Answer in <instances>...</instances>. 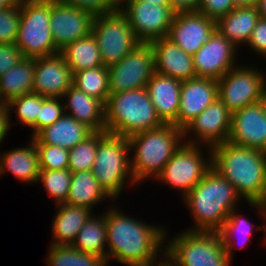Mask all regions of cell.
<instances>
[{"mask_svg": "<svg viewBox=\"0 0 266 266\" xmlns=\"http://www.w3.org/2000/svg\"><path fill=\"white\" fill-rule=\"evenodd\" d=\"M163 124L157 116L146 87L112 93L105 104L107 133L129 137Z\"/></svg>", "mask_w": 266, "mask_h": 266, "instance_id": "5b68a950", "label": "cell"}, {"mask_svg": "<svg viewBox=\"0 0 266 266\" xmlns=\"http://www.w3.org/2000/svg\"><path fill=\"white\" fill-rule=\"evenodd\" d=\"M237 65L218 82V98L233 113L263 100L266 73L254 66Z\"/></svg>", "mask_w": 266, "mask_h": 266, "instance_id": "8fae6325", "label": "cell"}, {"mask_svg": "<svg viewBox=\"0 0 266 266\" xmlns=\"http://www.w3.org/2000/svg\"><path fill=\"white\" fill-rule=\"evenodd\" d=\"M117 7L124 1V0H111Z\"/></svg>", "mask_w": 266, "mask_h": 266, "instance_id": "db71d44e", "label": "cell"}, {"mask_svg": "<svg viewBox=\"0 0 266 266\" xmlns=\"http://www.w3.org/2000/svg\"><path fill=\"white\" fill-rule=\"evenodd\" d=\"M154 52L155 72L180 81L196 78L193 56L186 53L168 37L151 43Z\"/></svg>", "mask_w": 266, "mask_h": 266, "instance_id": "44dd1931", "label": "cell"}, {"mask_svg": "<svg viewBox=\"0 0 266 266\" xmlns=\"http://www.w3.org/2000/svg\"><path fill=\"white\" fill-rule=\"evenodd\" d=\"M106 245L107 230L105 210L101 215L92 214L78 232L76 239L71 246L80 251L92 253L106 259Z\"/></svg>", "mask_w": 266, "mask_h": 266, "instance_id": "4dcf8cb0", "label": "cell"}, {"mask_svg": "<svg viewBox=\"0 0 266 266\" xmlns=\"http://www.w3.org/2000/svg\"><path fill=\"white\" fill-rule=\"evenodd\" d=\"M92 133L93 131L85 124L64 114L52 125L41 129L32 139L36 145L59 146L70 150Z\"/></svg>", "mask_w": 266, "mask_h": 266, "instance_id": "d4e9b609", "label": "cell"}, {"mask_svg": "<svg viewBox=\"0 0 266 266\" xmlns=\"http://www.w3.org/2000/svg\"><path fill=\"white\" fill-rule=\"evenodd\" d=\"M218 98V82L212 78L196 77L182 81L176 127L184 129Z\"/></svg>", "mask_w": 266, "mask_h": 266, "instance_id": "ffe728a7", "label": "cell"}, {"mask_svg": "<svg viewBox=\"0 0 266 266\" xmlns=\"http://www.w3.org/2000/svg\"><path fill=\"white\" fill-rule=\"evenodd\" d=\"M250 207L254 208L256 210V212L258 211L259 215H261L260 218H263L265 220H263L265 224L264 225V231H265V235H264V242L266 243V207H264L263 203H247Z\"/></svg>", "mask_w": 266, "mask_h": 266, "instance_id": "c3c4849f", "label": "cell"}, {"mask_svg": "<svg viewBox=\"0 0 266 266\" xmlns=\"http://www.w3.org/2000/svg\"><path fill=\"white\" fill-rule=\"evenodd\" d=\"M238 208L234 209L231 211V213L229 214L228 218L225 220V223L223 224L222 228L218 231L219 235L222 238V242H223V246L225 248L226 254L228 256V258L232 261V255L234 252H232L233 250H235V247L237 248V246L240 248H244L245 244H247V242H250V237L252 236V231L254 230L253 228L256 227L257 230L261 231L264 229V225L260 226V225H254L253 223L249 222V220H247V218L243 217L244 215H239L238 213ZM239 235L240 234L243 236L241 242H237L234 240V236L235 235ZM236 235V236H237ZM238 239H241L239 237H237ZM238 243V244H237ZM240 243V244H239Z\"/></svg>", "mask_w": 266, "mask_h": 266, "instance_id": "1f68e13d", "label": "cell"}, {"mask_svg": "<svg viewBox=\"0 0 266 266\" xmlns=\"http://www.w3.org/2000/svg\"><path fill=\"white\" fill-rule=\"evenodd\" d=\"M73 86L106 104L110 95L108 67L99 66L74 72Z\"/></svg>", "mask_w": 266, "mask_h": 266, "instance_id": "836d02e7", "label": "cell"}, {"mask_svg": "<svg viewBox=\"0 0 266 266\" xmlns=\"http://www.w3.org/2000/svg\"><path fill=\"white\" fill-rule=\"evenodd\" d=\"M98 132H93L84 141L69 150L68 169L72 172L91 170L97 152Z\"/></svg>", "mask_w": 266, "mask_h": 266, "instance_id": "8d00e7d4", "label": "cell"}, {"mask_svg": "<svg viewBox=\"0 0 266 266\" xmlns=\"http://www.w3.org/2000/svg\"><path fill=\"white\" fill-rule=\"evenodd\" d=\"M204 147L183 143L156 177V181L179 190L183 199L212 169L211 148L206 146V154L201 149Z\"/></svg>", "mask_w": 266, "mask_h": 266, "instance_id": "9c48e42d", "label": "cell"}, {"mask_svg": "<svg viewBox=\"0 0 266 266\" xmlns=\"http://www.w3.org/2000/svg\"><path fill=\"white\" fill-rule=\"evenodd\" d=\"M118 8L140 43H151L167 37L175 11L172 5H157L139 0H124Z\"/></svg>", "mask_w": 266, "mask_h": 266, "instance_id": "7c38bea8", "label": "cell"}, {"mask_svg": "<svg viewBox=\"0 0 266 266\" xmlns=\"http://www.w3.org/2000/svg\"><path fill=\"white\" fill-rule=\"evenodd\" d=\"M58 2L84 9L94 16L107 14L118 7L111 0H57Z\"/></svg>", "mask_w": 266, "mask_h": 266, "instance_id": "b9f144b4", "label": "cell"}, {"mask_svg": "<svg viewBox=\"0 0 266 266\" xmlns=\"http://www.w3.org/2000/svg\"><path fill=\"white\" fill-rule=\"evenodd\" d=\"M21 16V0L0 10V44H15Z\"/></svg>", "mask_w": 266, "mask_h": 266, "instance_id": "74e56055", "label": "cell"}, {"mask_svg": "<svg viewBox=\"0 0 266 266\" xmlns=\"http://www.w3.org/2000/svg\"><path fill=\"white\" fill-rule=\"evenodd\" d=\"M2 103H4V101H3V99H2V97L0 95V104H2Z\"/></svg>", "mask_w": 266, "mask_h": 266, "instance_id": "9f6ffc18", "label": "cell"}, {"mask_svg": "<svg viewBox=\"0 0 266 266\" xmlns=\"http://www.w3.org/2000/svg\"><path fill=\"white\" fill-rule=\"evenodd\" d=\"M8 172L22 183L37 184L40 162L38 149L32 138L25 147L0 152V177Z\"/></svg>", "mask_w": 266, "mask_h": 266, "instance_id": "cb8c5ba5", "label": "cell"}, {"mask_svg": "<svg viewBox=\"0 0 266 266\" xmlns=\"http://www.w3.org/2000/svg\"><path fill=\"white\" fill-rule=\"evenodd\" d=\"M45 258L48 266H107L104 257L86 253L73 248L71 245H49Z\"/></svg>", "mask_w": 266, "mask_h": 266, "instance_id": "d6a6232c", "label": "cell"}, {"mask_svg": "<svg viewBox=\"0 0 266 266\" xmlns=\"http://www.w3.org/2000/svg\"><path fill=\"white\" fill-rule=\"evenodd\" d=\"M235 8L234 0H202L197 12L217 21Z\"/></svg>", "mask_w": 266, "mask_h": 266, "instance_id": "60d3db41", "label": "cell"}, {"mask_svg": "<svg viewBox=\"0 0 266 266\" xmlns=\"http://www.w3.org/2000/svg\"><path fill=\"white\" fill-rule=\"evenodd\" d=\"M35 71V58L24 57L0 77V95L4 102L31 93Z\"/></svg>", "mask_w": 266, "mask_h": 266, "instance_id": "f1b7e54d", "label": "cell"}, {"mask_svg": "<svg viewBox=\"0 0 266 266\" xmlns=\"http://www.w3.org/2000/svg\"><path fill=\"white\" fill-rule=\"evenodd\" d=\"M139 1L150 2L152 4H157V5H171V0H139Z\"/></svg>", "mask_w": 266, "mask_h": 266, "instance_id": "f5cc1de1", "label": "cell"}, {"mask_svg": "<svg viewBox=\"0 0 266 266\" xmlns=\"http://www.w3.org/2000/svg\"><path fill=\"white\" fill-rule=\"evenodd\" d=\"M112 198L101 187L91 170L72 173L68 197L65 204L81 206L89 209Z\"/></svg>", "mask_w": 266, "mask_h": 266, "instance_id": "83f0119b", "label": "cell"}, {"mask_svg": "<svg viewBox=\"0 0 266 266\" xmlns=\"http://www.w3.org/2000/svg\"><path fill=\"white\" fill-rule=\"evenodd\" d=\"M60 54L64 57L72 73L104 66L98 43L92 32L88 36L66 45L60 50Z\"/></svg>", "mask_w": 266, "mask_h": 266, "instance_id": "f546056e", "label": "cell"}, {"mask_svg": "<svg viewBox=\"0 0 266 266\" xmlns=\"http://www.w3.org/2000/svg\"><path fill=\"white\" fill-rule=\"evenodd\" d=\"M20 0H0V10L17 4Z\"/></svg>", "mask_w": 266, "mask_h": 266, "instance_id": "816d5d0a", "label": "cell"}, {"mask_svg": "<svg viewBox=\"0 0 266 266\" xmlns=\"http://www.w3.org/2000/svg\"><path fill=\"white\" fill-rule=\"evenodd\" d=\"M94 17L84 9L50 0V29L55 47L60 51L88 36L92 32Z\"/></svg>", "mask_w": 266, "mask_h": 266, "instance_id": "9a60e30c", "label": "cell"}, {"mask_svg": "<svg viewBox=\"0 0 266 266\" xmlns=\"http://www.w3.org/2000/svg\"><path fill=\"white\" fill-rule=\"evenodd\" d=\"M57 211L52 220V242L54 245H72L80 229L92 216L93 210L65 203L56 204Z\"/></svg>", "mask_w": 266, "mask_h": 266, "instance_id": "484cf974", "label": "cell"}, {"mask_svg": "<svg viewBox=\"0 0 266 266\" xmlns=\"http://www.w3.org/2000/svg\"><path fill=\"white\" fill-rule=\"evenodd\" d=\"M181 85L182 81L156 72L147 82L150 100L164 124H173L177 120Z\"/></svg>", "mask_w": 266, "mask_h": 266, "instance_id": "7402d4cb", "label": "cell"}, {"mask_svg": "<svg viewBox=\"0 0 266 266\" xmlns=\"http://www.w3.org/2000/svg\"><path fill=\"white\" fill-rule=\"evenodd\" d=\"M257 9L260 17L266 19V0H259Z\"/></svg>", "mask_w": 266, "mask_h": 266, "instance_id": "f907efd6", "label": "cell"}, {"mask_svg": "<svg viewBox=\"0 0 266 266\" xmlns=\"http://www.w3.org/2000/svg\"><path fill=\"white\" fill-rule=\"evenodd\" d=\"M64 114L65 109L62 98L42 96V106L37 118V133L44 127L55 123Z\"/></svg>", "mask_w": 266, "mask_h": 266, "instance_id": "ab89813d", "label": "cell"}, {"mask_svg": "<svg viewBox=\"0 0 266 266\" xmlns=\"http://www.w3.org/2000/svg\"><path fill=\"white\" fill-rule=\"evenodd\" d=\"M246 46L250 47L254 54L262 55L266 59V19L259 18Z\"/></svg>", "mask_w": 266, "mask_h": 266, "instance_id": "7bdbcfd3", "label": "cell"}, {"mask_svg": "<svg viewBox=\"0 0 266 266\" xmlns=\"http://www.w3.org/2000/svg\"><path fill=\"white\" fill-rule=\"evenodd\" d=\"M162 256L164 257H159L160 259L158 258V260L155 259L150 261L144 266H177L176 262L167 254L166 251L162 254Z\"/></svg>", "mask_w": 266, "mask_h": 266, "instance_id": "7dc6e473", "label": "cell"}, {"mask_svg": "<svg viewBox=\"0 0 266 266\" xmlns=\"http://www.w3.org/2000/svg\"><path fill=\"white\" fill-rule=\"evenodd\" d=\"M128 139L131 171L137 186L149 178L155 180L184 143L183 130L174 124H163L155 129L141 131Z\"/></svg>", "mask_w": 266, "mask_h": 266, "instance_id": "277c9868", "label": "cell"}, {"mask_svg": "<svg viewBox=\"0 0 266 266\" xmlns=\"http://www.w3.org/2000/svg\"><path fill=\"white\" fill-rule=\"evenodd\" d=\"M72 85L73 73L60 53L35 58L32 92L62 98Z\"/></svg>", "mask_w": 266, "mask_h": 266, "instance_id": "d6986e66", "label": "cell"}, {"mask_svg": "<svg viewBox=\"0 0 266 266\" xmlns=\"http://www.w3.org/2000/svg\"><path fill=\"white\" fill-rule=\"evenodd\" d=\"M71 180L72 172L68 168L61 170H40L37 183L44 185V190L55 200L56 205L65 203L67 200Z\"/></svg>", "mask_w": 266, "mask_h": 266, "instance_id": "d590c367", "label": "cell"}, {"mask_svg": "<svg viewBox=\"0 0 266 266\" xmlns=\"http://www.w3.org/2000/svg\"><path fill=\"white\" fill-rule=\"evenodd\" d=\"M66 99V101H64ZM65 114L85 124L93 132L106 131L105 104L73 85L62 97Z\"/></svg>", "mask_w": 266, "mask_h": 266, "instance_id": "603a6c76", "label": "cell"}, {"mask_svg": "<svg viewBox=\"0 0 266 266\" xmlns=\"http://www.w3.org/2000/svg\"><path fill=\"white\" fill-rule=\"evenodd\" d=\"M216 29V21L197 12H176L168 38L193 56Z\"/></svg>", "mask_w": 266, "mask_h": 266, "instance_id": "ac0fdd59", "label": "cell"}, {"mask_svg": "<svg viewBox=\"0 0 266 266\" xmlns=\"http://www.w3.org/2000/svg\"><path fill=\"white\" fill-rule=\"evenodd\" d=\"M263 102H264V104L266 106V89H265V92H264V95H263Z\"/></svg>", "mask_w": 266, "mask_h": 266, "instance_id": "11a10c76", "label": "cell"}, {"mask_svg": "<svg viewBox=\"0 0 266 266\" xmlns=\"http://www.w3.org/2000/svg\"><path fill=\"white\" fill-rule=\"evenodd\" d=\"M39 153L40 170L68 168L69 150L59 146L36 145Z\"/></svg>", "mask_w": 266, "mask_h": 266, "instance_id": "f35d334b", "label": "cell"}, {"mask_svg": "<svg viewBox=\"0 0 266 266\" xmlns=\"http://www.w3.org/2000/svg\"><path fill=\"white\" fill-rule=\"evenodd\" d=\"M231 114L217 98L183 129L184 143L210 148L225 143L230 133Z\"/></svg>", "mask_w": 266, "mask_h": 266, "instance_id": "5bb4252c", "label": "cell"}, {"mask_svg": "<svg viewBox=\"0 0 266 266\" xmlns=\"http://www.w3.org/2000/svg\"><path fill=\"white\" fill-rule=\"evenodd\" d=\"M227 141L266 152V106L263 100L231 114Z\"/></svg>", "mask_w": 266, "mask_h": 266, "instance_id": "e0dca14e", "label": "cell"}, {"mask_svg": "<svg viewBox=\"0 0 266 266\" xmlns=\"http://www.w3.org/2000/svg\"><path fill=\"white\" fill-rule=\"evenodd\" d=\"M238 48L217 29L205 44L193 55L196 77L219 80L238 65Z\"/></svg>", "mask_w": 266, "mask_h": 266, "instance_id": "2e32d148", "label": "cell"}, {"mask_svg": "<svg viewBox=\"0 0 266 266\" xmlns=\"http://www.w3.org/2000/svg\"><path fill=\"white\" fill-rule=\"evenodd\" d=\"M15 45L23 57L50 56L55 47L50 29V0H21V16Z\"/></svg>", "mask_w": 266, "mask_h": 266, "instance_id": "ba28073f", "label": "cell"}, {"mask_svg": "<svg viewBox=\"0 0 266 266\" xmlns=\"http://www.w3.org/2000/svg\"><path fill=\"white\" fill-rule=\"evenodd\" d=\"M259 0H234L236 7H257Z\"/></svg>", "mask_w": 266, "mask_h": 266, "instance_id": "681fc988", "label": "cell"}, {"mask_svg": "<svg viewBox=\"0 0 266 266\" xmlns=\"http://www.w3.org/2000/svg\"><path fill=\"white\" fill-rule=\"evenodd\" d=\"M241 199L235 187L212 168L183 198L194 221L187 231L218 232Z\"/></svg>", "mask_w": 266, "mask_h": 266, "instance_id": "3957f363", "label": "cell"}, {"mask_svg": "<svg viewBox=\"0 0 266 266\" xmlns=\"http://www.w3.org/2000/svg\"><path fill=\"white\" fill-rule=\"evenodd\" d=\"M259 18L257 7H236L216 21V29L240 49L246 47Z\"/></svg>", "mask_w": 266, "mask_h": 266, "instance_id": "4316f807", "label": "cell"}, {"mask_svg": "<svg viewBox=\"0 0 266 266\" xmlns=\"http://www.w3.org/2000/svg\"><path fill=\"white\" fill-rule=\"evenodd\" d=\"M202 0H171L175 12L197 11Z\"/></svg>", "mask_w": 266, "mask_h": 266, "instance_id": "bcb514c9", "label": "cell"}, {"mask_svg": "<svg viewBox=\"0 0 266 266\" xmlns=\"http://www.w3.org/2000/svg\"><path fill=\"white\" fill-rule=\"evenodd\" d=\"M91 171L101 187L112 198L111 201H116L120 197L119 195L126 188L125 184L131 183L135 187L136 181L130 165L128 137L106 131L98 132L97 152Z\"/></svg>", "mask_w": 266, "mask_h": 266, "instance_id": "8992f818", "label": "cell"}, {"mask_svg": "<svg viewBox=\"0 0 266 266\" xmlns=\"http://www.w3.org/2000/svg\"><path fill=\"white\" fill-rule=\"evenodd\" d=\"M176 235L166 240L165 251L177 266H232L219 232L183 230Z\"/></svg>", "mask_w": 266, "mask_h": 266, "instance_id": "52a82bcc", "label": "cell"}, {"mask_svg": "<svg viewBox=\"0 0 266 266\" xmlns=\"http://www.w3.org/2000/svg\"><path fill=\"white\" fill-rule=\"evenodd\" d=\"M110 94L145 88L155 73L150 43H140L118 63L108 67Z\"/></svg>", "mask_w": 266, "mask_h": 266, "instance_id": "4fadbf2b", "label": "cell"}, {"mask_svg": "<svg viewBox=\"0 0 266 266\" xmlns=\"http://www.w3.org/2000/svg\"><path fill=\"white\" fill-rule=\"evenodd\" d=\"M212 168L246 203H266V152L229 141L211 148Z\"/></svg>", "mask_w": 266, "mask_h": 266, "instance_id": "7a4b0ae2", "label": "cell"}, {"mask_svg": "<svg viewBox=\"0 0 266 266\" xmlns=\"http://www.w3.org/2000/svg\"><path fill=\"white\" fill-rule=\"evenodd\" d=\"M24 58L15 44H0V77Z\"/></svg>", "mask_w": 266, "mask_h": 266, "instance_id": "ee69618b", "label": "cell"}, {"mask_svg": "<svg viewBox=\"0 0 266 266\" xmlns=\"http://www.w3.org/2000/svg\"><path fill=\"white\" fill-rule=\"evenodd\" d=\"M10 127V111L8 103L4 102L0 104V145L8 134L9 129H11Z\"/></svg>", "mask_w": 266, "mask_h": 266, "instance_id": "f6af8a7d", "label": "cell"}, {"mask_svg": "<svg viewBox=\"0 0 266 266\" xmlns=\"http://www.w3.org/2000/svg\"><path fill=\"white\" fill-rule=\"evenodd\" d=\"M106 230L107 265L115 259L128 266H144L165 252L169 235L168 229L130 217L116 205L106 209Z\"/></svg>", "mask_w": 266, "mask_h": 266, "instance_id": "6da1fadb", "label": "cell"}, {"mask_svg": "<svg viewBox=\"0 0 266 266\" xmlns=\"http://www.w3.org/2000/svg\"><path fill=\"white\" fill-rule=\"evenodd\" d=\"M92 33L98 43L102 63L106 67L118 63L140 44L127 17L119 8L107 14L96 15Z\"/></svg>", "mask_w": 266, "mask_h": 266, "instance_id": "30bf717a", "label": "cell"}, {"mask_svg": "<svg viewBox=\"0 0 266 266\" xmlns=\"http://www.w3.org/2000/svg\"><path fill=\"white\" fill-rule=\"evenodd\" d=\"M41 106L42 96L34 92L11 99L8 102L11 127L14 126V123L11 122V115L13 113L11 111L15 110L16 117L20 122L19 124L30 127L32 131L30 138H33L37 134V118Z\"/></svg>", "mask_w": 266, "mask_h": 266, "instance_id": "e575fe53", "label": "cell"}]
</instances>
